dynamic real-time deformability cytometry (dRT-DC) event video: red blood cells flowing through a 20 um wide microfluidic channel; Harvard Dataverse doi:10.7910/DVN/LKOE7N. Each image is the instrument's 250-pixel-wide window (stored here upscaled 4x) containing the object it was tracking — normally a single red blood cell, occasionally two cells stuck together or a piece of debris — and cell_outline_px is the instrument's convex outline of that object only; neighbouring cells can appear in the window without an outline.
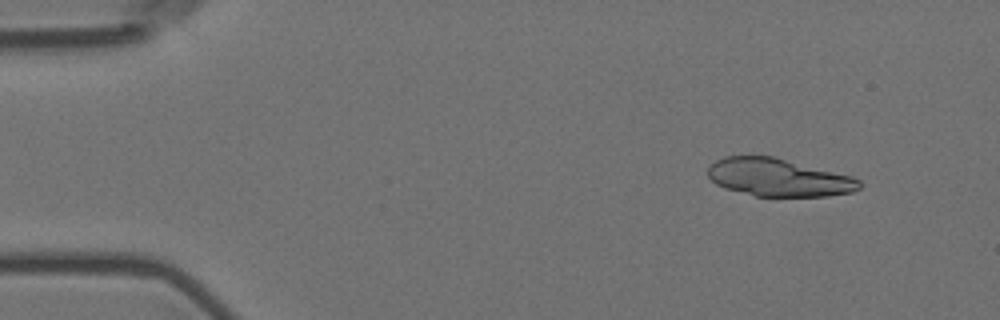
{"species": "Egyptian fruit bat (a non-hibernating species)", "species_latin": "Rousettus aegyptiacus", "temperature_condition": "room temperature", "stored_images_in_passage": 52, "segment_of_instrument_passage": [1, 2], "camera_frame_rate_fps": 3000, "um_per_image_px": 0.085, "animal": {"sex": "female"}, "frame": {"image": 1, "passage_image": 1, "time_ms": 0.0, "image_size_px": [1000, 320], "cell_outline_px": [[860, 188], [852, 192], [828, 196], [756, 196], [724, 188], [716, 184], [708, 176], [708, 168], [716, 160], [724, 156], [772, 156], [852, 176], [860, 180]], "centroid_in_image_um": [66.16, 15.09], "position_along_channel_um": 18.8, "area_um2": 33.18}}